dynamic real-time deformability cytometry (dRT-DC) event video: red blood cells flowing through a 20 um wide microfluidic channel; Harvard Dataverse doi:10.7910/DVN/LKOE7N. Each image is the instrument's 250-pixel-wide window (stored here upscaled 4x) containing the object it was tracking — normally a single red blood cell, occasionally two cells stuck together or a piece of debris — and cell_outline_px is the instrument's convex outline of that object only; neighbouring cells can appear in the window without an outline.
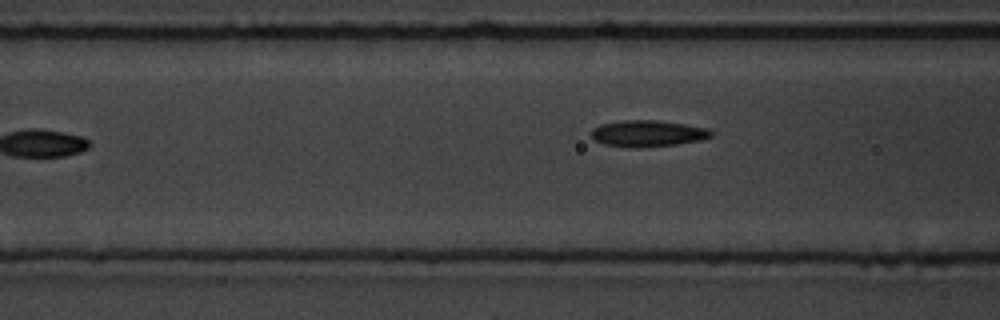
{"species": "common noctule bat (a hibernating species)", "species_latin": "Nyctalus noctula", "temperature_condition": "room temperature", "stored_images_in_passage": 8, "camera_frame_rate_fps": 3000, "um_per_image_px": 0.085, "animal": {"sex": "male", "body_mass_g": 19.5, "forearm_length_mm": 54.6}, "frame": {"image": 1, "passage_image": 8, "time_ms": 8.0, "image_size_px": [1000, 320], "cell_outline_px": [[712, 136], [700, 140], [676, 144], [604, 144], [596, 140], [592, 136], [592, 128], [600, 124], [620, 120], [660, 120], [708, 128], [712, 132]], "centroid_in_image_um": [55.1, 11.27], "position_along_channel_um": 111.5, "area_um2": 17.34}}